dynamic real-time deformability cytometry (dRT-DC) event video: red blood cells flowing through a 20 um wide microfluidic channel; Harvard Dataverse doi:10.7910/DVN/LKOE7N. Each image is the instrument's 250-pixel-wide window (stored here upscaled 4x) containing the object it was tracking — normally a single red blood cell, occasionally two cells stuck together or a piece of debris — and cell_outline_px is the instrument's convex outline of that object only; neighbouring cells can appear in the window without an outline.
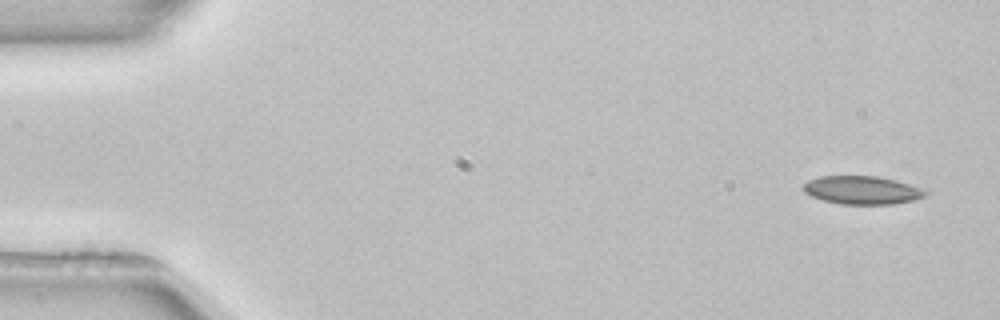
{"species": "common noctule bat (a hibernating species)", "species_latin": "Nyctalus noctula", "temperature_condition": "room temperature", "stored_images_in_passage": 5, "camera_frame_rate_fps": 3000, "um_per_image_px": 0.085, "animal": {"sex": "female", "body_mass_g": 22.7, "forearm_length_mm": 54.2}, "frame": {"image": 1, "passage_image": 1, "time_ms": 0.0, "image_size_px": [1000, 320], "cell_outline_px": [[928, 196], [916, 200], [892, 204], [840, 204], [824, 200], [812, 196], [804, 192], [804, 184], [808, 180], [820, 176], [876, 176], [896, 180], [908, 184], [928, 192]], "centroid_in_image_um": [73.29, 16.16], "position_along_channel_um": 11.7, "area_um2": 20.0}}
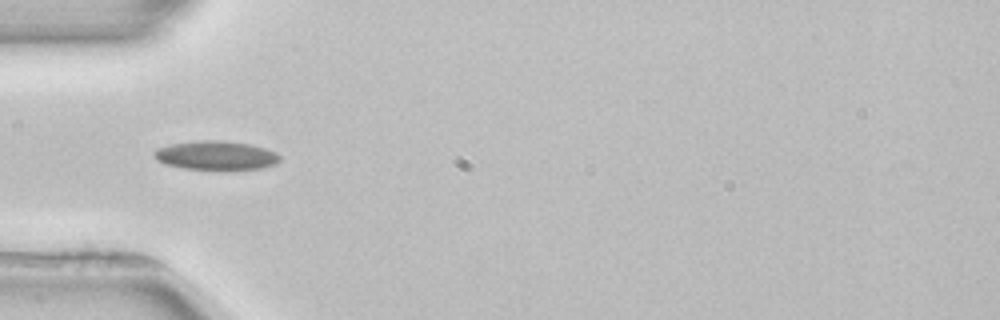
{"frame": {"image": 2, "passage_image": 4, "time_ms": 4.667, "image_size_px": [1000, 320], "cell_outline_px": [[280, 160], [276, 164], [264, 168], [228, 172], [224, 172], [184, 168], [164, 164], [156, 160], [152, 156], [152, 152], [156, 148], [172, 144], [204, 140], [220, 140], [252, 144], [276, 152], [280, 156]], "centroid_in_image_um": [18.38, 13.25], "position_along_channel_um": 66.6, "area_um2": 22.14}}